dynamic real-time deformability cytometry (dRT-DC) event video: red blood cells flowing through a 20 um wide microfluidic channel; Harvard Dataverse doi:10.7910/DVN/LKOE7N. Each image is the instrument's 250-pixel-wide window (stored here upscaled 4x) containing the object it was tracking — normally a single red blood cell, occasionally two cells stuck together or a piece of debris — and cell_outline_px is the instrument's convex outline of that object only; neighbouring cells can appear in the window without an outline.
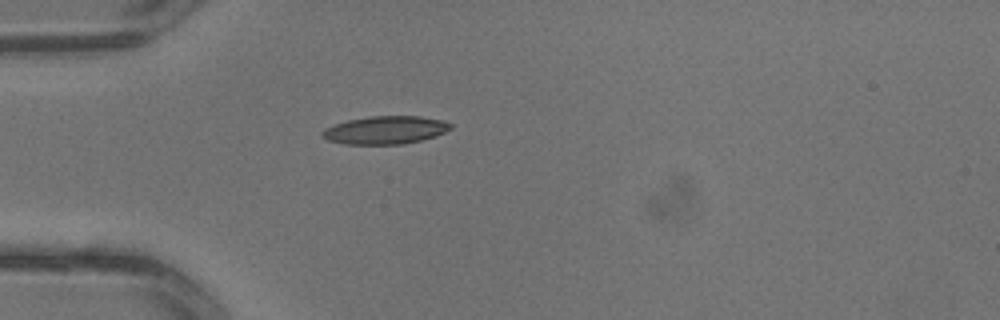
{"species": "common noctule bat (a hibernating species)", "species_latin": "Nyctalus noctula", "temperature_condition": "warm", "stored_images_in_passage": 1, "camera_frame_rate_fps": 3000, "um_per_image_px": 0.085, "animal": {"sex": "male", "body_mass_g": 13.3}, "frame": {"image": 1, "passage_image": 1, "time_ms": 0.0, "image_size_px": [1000, 320], "cell_outline_px": [[452, 128], [436, 136], [404, 144], [344, 144], [328, 140], [320, 136], [320, 132], [324, 128], [332, 124], [348, 120], [368, 116], [420, 116], [444, 120], [452, 124]], "centroid_in_image_um": [32.72, 11.05], "position_along_channel_um": 52.3, "area_um2": 21.15}}